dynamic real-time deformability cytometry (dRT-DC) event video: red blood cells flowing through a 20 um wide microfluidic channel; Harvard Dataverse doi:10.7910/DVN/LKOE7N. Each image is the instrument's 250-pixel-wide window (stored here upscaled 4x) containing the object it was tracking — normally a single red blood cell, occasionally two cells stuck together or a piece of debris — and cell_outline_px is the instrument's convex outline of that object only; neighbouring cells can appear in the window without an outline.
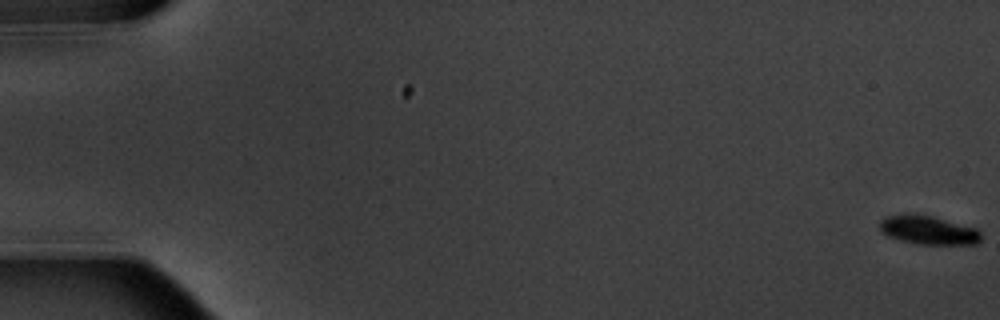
{"species": "common noctule bat (a hibernating species)", "species_latin": "Nyctalus noctula", "temperature_condition": "warm", "stored_images_in_passage": 7, "camera_frame_rate_fps": 3000, "um_per_image_px": 0.085, "animal": {"sex": "male", "body_mass_g": 20.1, "forearm_length_mm": 53.5}, "frame": {"image": 1, "passage_image": 1, "time_ms": 0.0, "image_size_px": [1000, 320], "cell_outline_px": [[980, 240], [976, 244], [920, 244], [900, 240], [888, 236], [880, 232], [880, 220], [884, 216], [912, 212], [932, 216], [976, 228], [980, 232]], "centroid_in_image_um": [78.85, 19.53], "position_along_channel_um": 6.2, "area_um2": 17.11}}
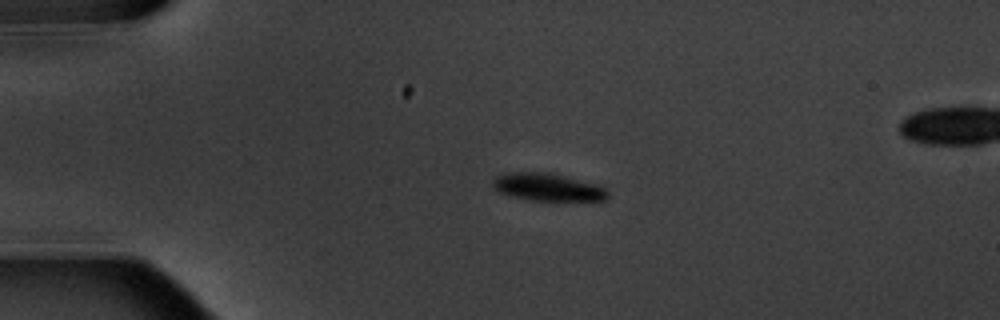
{"frame": {"image": 2, "passage_image": 5, "time_ms": 4.667, "image_size_px": [1000, 320], "cell_outline_px": [[608, 196], [604, 200], [532, 200], [512, 196], [500, 192], [492, 184], [492, 180], [496, 176], [504, 172], [556, 172], [604, 188], [608, 192]], "centroid_in_image_um": [46.51, 15.88], "position_along_channel_um": 38.5, "area_um2": 18.32}}